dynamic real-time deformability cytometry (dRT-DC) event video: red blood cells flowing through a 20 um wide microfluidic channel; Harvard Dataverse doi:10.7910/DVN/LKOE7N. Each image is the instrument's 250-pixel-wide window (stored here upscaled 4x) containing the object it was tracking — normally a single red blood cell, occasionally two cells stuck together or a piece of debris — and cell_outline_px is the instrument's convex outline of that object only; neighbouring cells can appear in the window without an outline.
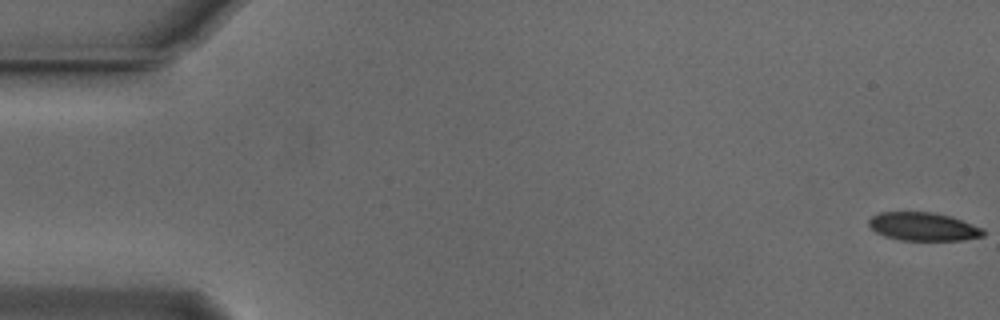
{"species": "Egyptian fruit bat (a non-hibernating species)", "species_latin": "Rousettus aegyptiacus", "temperature_condition": "cold", "stored_images_in_passage": 55, "camera_frame_rate_fps": 3000, "um_per_image_px": 0.085, "animal": {"sex": "male"}, "frame": {"image": 1, "passage_image": 1, "time_ms": 0.0, "image_size_px": [1000, 320], "cell_outline_px": [[984, 236], [964, 240], [900, 240], [884, 236], [876, 232], [868, 224], [868, 220], [872, 216], [880, 212], [932, 212], [952, 216], [984, 228]], "centroid_in_image_um": [78.5, 19.26], "position_along_channel_um": 6.5, "area_um2": 19.02}}
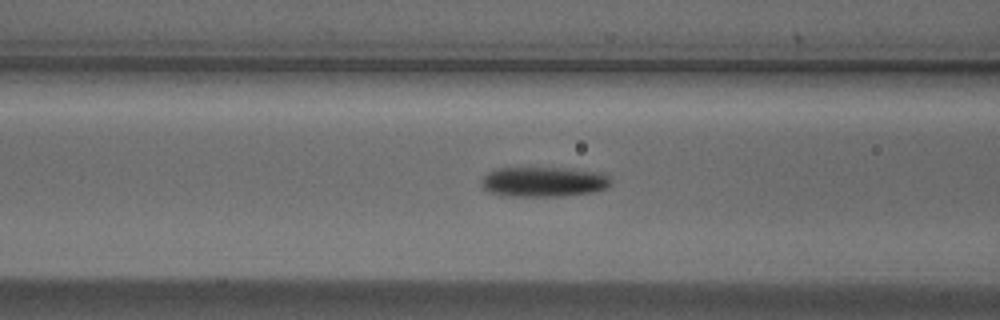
{"frame": {"image": 2, "passage_image": 22, "time_ms": 7.0, "image_size_px": [1000, 320], "cell_outline_px": [[612, 184], [608, 188], [592, 192], [564, 196], [508, 196], [488, 192], [480, 184], [480, 180], [488, 172], [496, 168], [568, 168], [600, 172], [608, 176], [612, 180]], "centroid_in_image_um": [46.22, 15.45], "position_along_channel_um": 120.4, "area_um2": 22.89}}
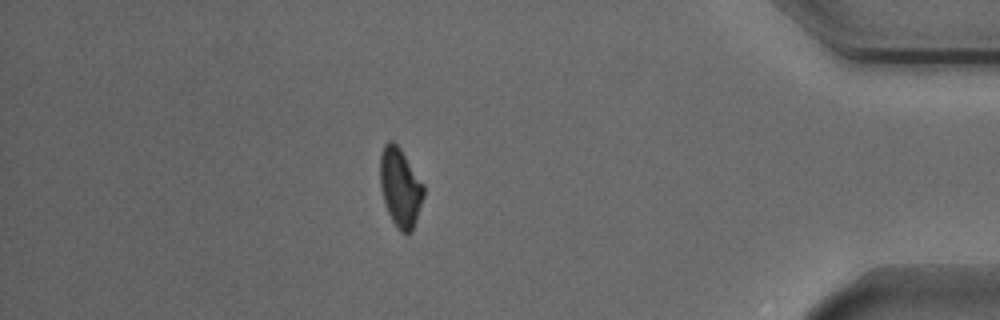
{"frame": {"image": 3, "passage_image": 48, "time_ms": 15.667, "image_size_px": [1000, 320], "cell_outline_px": [[424, 196], [412, 232], [408, 236], [400, 232], [396, 228], [388, 212], [380, 188], [380, 156], [384, 144], [388, 140], [392, 140], [400, 148], [424, 184]], "centroid_in_image_um": [34.02, 15.96], "position_along_channel_um": 401.2, "area_um2": 20.17}, "authors_computed_cell_mechanics": {"area_um2": 20.8658, "velocity_mm_per_s": 3.735, "shape_relaxation_time_tau1_ms": 2.0668, "shape_relaxation_time_tau2_ms": null, "deformation_change_tau1": 0.112, "deformation_change_tau2": null}}